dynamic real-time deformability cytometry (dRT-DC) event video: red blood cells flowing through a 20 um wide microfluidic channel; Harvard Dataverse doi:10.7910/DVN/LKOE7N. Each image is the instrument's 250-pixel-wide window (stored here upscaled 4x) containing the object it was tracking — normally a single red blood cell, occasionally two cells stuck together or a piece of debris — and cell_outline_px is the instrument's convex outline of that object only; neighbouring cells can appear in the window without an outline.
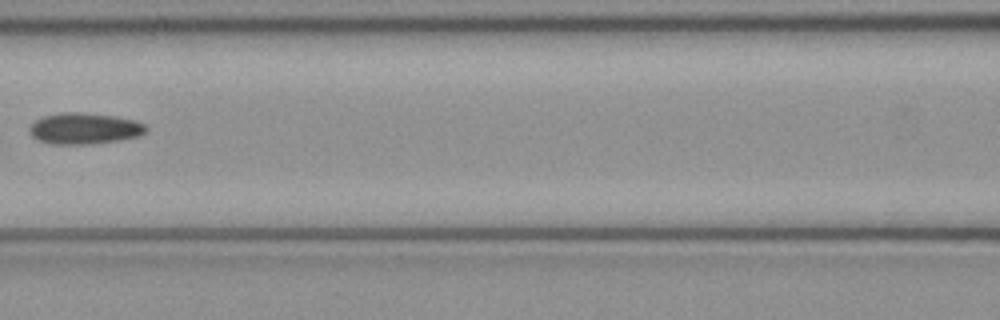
{"species": "common noctule bat (a hibernating species)", "species_latin": "Nyctalus noctula", "temperature_condition": "cold", "stored_images_in_passage": 6, "camera_frame_rate_fps": 3000, "um_per_image_px": 0.085, "animal": {"sex": "female", "body_mass_g": 21.9}, "frame": {"image": 1, "passage_image": 6, "time_ms": 1.667, "image_size_px": [1000, 320], "cell_outline_px": [[148, 128], [140, 136], [120, 140], [88, 144], [52, 144], [40, 140], [32, 136], [28, 128], [36, 120], [44, 116], [60, 112], [84, 112], [116, 116], [136, 120], [144, 124]], "centroid_in_image_um": [7.2, 10.91], "position_along_channel_um": 159.4, "area_um2": 21.27}}